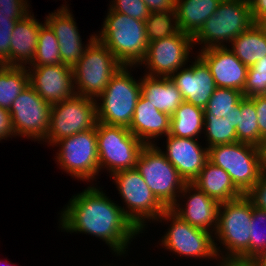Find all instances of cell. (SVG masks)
<instances>
[{
  "instance_id": "6da1fadb",
  "label": "cell",
  "mask_w": 266,
  "mask_h": 266,
  "mask_svg": "<svg viewBox=\"0 0 266 266\" xmlns=\"http://www.w3.org/2000/svg\"><path fill=\"white\" fill-rule=\"evenodd\" d=\"M95 184L72 195L59 213V228L61 232L98 237L114 256L123 257L141 232L125 216L119 203Z\"/></svg>"
},
{
  "instance_id": "7a4b0ae2",
  "label": "cell",
  "mask_w": 266,
  "mask_h": 266,
  "mask_svg": "<svg viewBox=\"0 0 266 266\" xmlns=\"http://www.w3.org/2000/svg\"><path fill=\"white\" fill-rule=\"evenodd\" d=\"M101 31L95 38L105 45L123 66H135L144 60L148 40L145 21L108 9Z\"/></svg>"
},
{
  "instance_id": "3957f363",
  "label": "cell",
  "mask_w": 266,
  "mask_h": 266,
  "mask_svg": "<svg viewBox=\"0 0 266 266\" xmlns=\"http://www.w3.org/2000/svg\"><path fill=\"white\" fill-rule=\"evenodd\" d=\"M253 205L243 195L235 200L222 202L218 208L217 227L214 232L215 250L219 256L250 258V225ZM222 246V248H220Z\"/></svg>"
},
{
  "instance_id": "277c9868",
  "label": "cell",
  "mask_w": 266,
  "mask_h": 266,
  "mask_svg": "<svg viewBox=\"0 0 266 266\" xmlns=\"http://www.w3.org/2000/svg\"><path fill=\"white\" fill-rule=\"evenodd\" d=\"M132 69H135V66H123L119 69L106 89L97 97L98 122L110 126L130 127L141 95V78L135 79L131 74Z\"/></svg>"
},
{
  "instance_id": "5b68a950",
  "label": "cell",
  "mask_w": 266,
  "mask_h": 266,
  "mask_svg": "<svg viewBox=\"0 0 266 266\" xmlns=\"http://www.w3.org/2000/svg\"><path fill=\"white\" fill-rule=\"evenodd\" d=\"M111 177L125 203L123 207L120 204L123 213L144 233L146 223H155L167 208L155 197L136 168L118 171Z\"/></svg>"
},
{
  "instance_id": "8992f818",
  "label": "cell",
  "mask_w": 266,
  "mask_h": 266,
  "mask_svg": "<svg viewBox=\"0 0 266 266\" xmlns=\"http://www.w3.org/2000/svg\"><path fill=\"white\" fill-rule=\"evenodd\" d=\"M254 23L249 3L241 0H222L216 12L193 36L194 46L200 45L201 50L228 47L233 39Z\"/></svg>"
},
{
  "instance_id": "52a82bcc",
  "label": "cell",
  "mask_w": 266,
  "mask_h": 266,
  "mask_svg": "<svg viewBox=\"0 0 266 266\" xmlns=\"http://www.w3.org/2000/svg\"><path fill=\"white\" fill-rule=\"evenodd\" d=\"M209 161L226 171L245 195L265 171L264 151L257 146L235 142L208 148Z\"/></svg>"
},
{
  "instance_id": "ba28073f",
  "label": "cell",
  "mask_w": 266,
  "mask_h": 266,
  "mask_svg": "<svg viewBox=\"0 0 266 266\" xmlns=\"http://www.w3.org/2000/svg\"><path fill=\"white\" fill-rule=\"evenodd\" d=\"M123 65L96 38L72 68L76 95L97 99Z\"/></svg>"
},
{
  "instance_id": "9c48e42d",
  "label": "cell",
  "mask_w": 266,
  "mask_h": 266,
  "mask_svg": "<svg viewBox=\"0 0 266 266\" xmlns=\"http://www.w3.org/2000/svg\"><path fill=\"white\" fill-rule=\"evenodd\" d=\"M96 133L99 173L106 169L112 176L118 171L136 168L145 144L128 128L97 122Z\"/></svg>"
},
{
  "instance_id": "30bf717a",
  "label": "cell",
  "mask_w": 266,
  "mask_h": 266,
  "mask_svg": "<svg viewBox=\"0 0 266 266\" xmlns=\"http://www.w3.org/2000/svg\"><path fill=\"white\" fill-rule=\"evenodd\" d=\"M169 225L160 239L159 244L169 252L177 254L179 257L195 258L213 261L216 256L214 235L209 231L191 226L183 221L171 209H166L155 221Z\"/></svg>"
},
{
  "instance_id": "8fae6325",
  "label": "cell",
  "mask_w": 266,
  "mask_h": 266,
  "mask_svg": "<svg viewBox=\"0 0 266 266\" xmlns=\"http://www.w3.org/2000/svg\"><path fill=\"white\" fill-rule=\"evenodd\" d=\"M54 146L59 147L55 156L56 164L66 174L78 181H87V184L97 181L95 179L99 175V159L96 127L60 139L52 145Z\"/></svg>"
},
{
  "instance_id": "7c38bea8",
  "label": "cell",
  "mask_w": 266,
  "mask_h": 266,
  "mask_svg": "<svg viewBox=\"0 0 266 266\" xmlns=\"http://www.w3.org/2000/svg\"><path fill=\"white\" fill-rule=\"evenodd\" d=\"M136 169L155 197L167 209H170L177 202L186 182L163 155L157 142L142 148L137 159Z\"/></svg>"
},
{
  "instance_id": "4fadbf2b",
  "label": "cell",
  "mask_w": 266,
  "mask_h": 266,
  "mask_svg": "<svg viewBox=\"0 0 266 266\" xmlns=\"http://www.w3.org/2000/svg\"><path fill=\"white\" fill-rule=\"evenodd\" d=\"M97 122L96 99L75 95L51 105L49 129L43 142L52 146L60 139L96 127Z\"/></svg>"
},
{
  "instance_id": "5bb4252c",
  "label": "cell",
  "mask_w": 266,
  "mask_h": 266,
  "mask_svg": "<svg viewBox=\"0 0 266 266\" xmlns=\"http://www.w3.org/2000/svg\"><path fill=\"white\" fill-rule=\"evenodd\" d=\"M193 36L182 31L159 40L149 42L144 60L139 67H146L143 75L170 77L185 67L194 51Z\"/></svg>"
},
{
  "instance_id": "9a60e30c",
  "label": "cell",
  "mask_w": 266,
  "mask_h": 266,
  "mask_svg": "<svg viewBox=\"0 0 266 266\" xmlns=\"http://www.w3.org/2000/svg\"><path fill=\"white\" fill-rule=\"evenodd\" d=\"M50 110L51 105L29 84L9 109L15 136L44 141L49 129Z\"/></svg>"
},
{
  "instance_id": "2e32d148",
  "label": "cell",
  "mask_w": 266,
  "mask_h": 266,
  "mask_svg": "<svg viewBox=\"0 0 266 266\" xmlns=\"http://www.w3.org/2000/svg\"><path fill=\"white\" fill-rule=\"evenodd\" d=\"M219 205L217 200L205 194L193 183H185L177 202L170 209L191 226L214 234Z\"/></svg>"
},
{
  "instance_id": "e0dca14e",
  "label": "cell",
  "mask_w": 266,
  "mask_h": 266,
  "mask_svg": "<svg viewBox=\"0 0 266 266\" xmlns=\"http://www.w3.org/2000/svg\"><path fill=\"white\" fill-rule=\"evenodd\" d=\"M30 85L50 105L76 95L73 69L64 64L28 66Z\"/></svg>"
},
{
  "instance_id": "ac0fdd59",
  "label": "cell",
  "mask_w": 266,
  "mask_h": 266,
  "mask_svg": "<svg viewBox=\"0 0 266 266\" xmlns=\"http://www.w3.org/2000/svg\"><path fill=\"white\" fill-rule=\"evenodd\" d=\"M69 4H62L57 10L45 17V22L54 31L58 40L61 62L64 65L74 67L84 54L85 49L95 39V33L91 34L86 45L82 42L77 23L74 21Z\"/></svg>"
},
{
  "instance_id": "d6986e66",
  "label": "cell",
  "mask_w": 266,
  "mask_h": 266,
  "mask_svg": "<svg viewBox=\"0 0 266 266\" xmlns=\"http://www.w3.org/2000/svg\"><path fill=\"white\" fill-rule=\"evenodd\" d=\"M195 56L191 65L180 68L169 78L185 102L204 109L217 87L207 64L198 55Z\"/></svg>"
},
{
  "instance_id": "ffe728a7",
  "label": "cell",
  "mask_w": 266,
  "mask_h": 266,
  "mask_svg": "<svg viewBox=\"0 0 266 266\" xmlns=\"http://www.w3.org/2000/svg\"><path fill=\"white\" fill-rule=\"evenodd\" d=\"M165 138L166 150L158 148L177 169L181 178L186 183H192L209 160L208 147L202 146L199 139L181 138L169 134Z\"/></svg>"
},
{
  "instance_id": "44dd1931",
  "label": "cell",
  "mask_w": 266,
  "mask_h": 266,
  "mask_svg": "<svg viewBox=\"0 0 266 266\" xmlns=\"http://www.w3.org/2000/svg\"><path fill=\"white\" fill-rule=\"evenodd\" d=\"M196 53L209 67L216 87L243 91L248 67L228 47H213Z\"/></svg>"
},
{
  "instance_id": "7402d4cb",
  "label": "cell",
  "mask_w": 266,
  "mask_h": 266,
  "mask_svg": "<svg viewBox=\"0 0 266 266\" xmlns=\"http://www.w3.org/2000/svg\"><path fill=\"white\" fill-rule=\"evenodd\" d=\"M170 123L171 116L157 110L141 94L128 129L145 145H154L156 140L158 142L170 133Z\"/></svg>"
},
{
  "instance_id": "603a6c76",
  "label": "cell",
  "mask_w": 266,
  "mask_h": 266,
  "mask_svg": "<svg viewBox=\"0 0 266 266\" xmlns=\"http://www.w3.org/2000/svg\"><path fill=\"white\" fill-rule=\"evenodd\" d=\"M34 12L18 20L11 35L10 62L6 66L28 67L35 57L38 43V33L42 23ZM27 65V66H26Z\"/></svg>"
},
{
  "instance_id": "cb8c5ba5",
  "label": "cell",
  "mask_w": 266,
  "mask_h": 266,
  "mask_svg": "<svg viewBox=\"0 0 266 266\" xmlns=\"http://www.w3.org/2000/svg\"><path fill=\"white\" fill-rule=\"evenodd\" d=\"M192 183L219 203L243 196L232 182L230 175L209 160Z\"/></svg>"
},
{
  "instance_id": "d4e9b609",
  "label": "cell",
  "mask_w": 266,
  "mask_h": 266,
  "mask_svg": "<svg viewBox=\"0 0 266 266\" xmlns=\"http://www.w3.org/2000/svg\"><path fill=\"white\" fill-rule=\"evenodd\" d=\"M141 94L159 111L170 116L184 101L169 77L141 76Z\"/></svg>"
},
{
  "instance_id": "484cf974",
  "label": "cell",
  "mask_w": 266,
  "mask_h": 266,
  "mask_svg": "<svg viewBox=\"0 0 266 266\" xmlns=\"http://www.w3.org/2000/svg\"><path fill=\"white\" fill-rule=\"evenodd\" d=\"M222 0H176L175 11L180 31L194 36L216 12Z\"/></svg>"
},
{
  "instance_id": "4316f807",
  "label": "cell",
  "mask_w": 266,
  "mask_h": 266,
  "mask_svg": "<svg viewBox=\"0 0 266 266\" xmlns=\"http://www.w3.org/2000/svg\"><path fill=\"white\" fill-rule=\"evenodd\" d=\"M228 48L245 66L252 67L266 56V30L259 23H254L233 39Z\"/></svg>"
},
{
  "instance_id": "83f0119b",
  "label": "cell",
  "mask_w": 266,
  "mask_h": 266,
  "mask_svg": "<svg viewBox=\"0 0 266 266\" xmlns=\"http://www.w3.org/2000/svg\"><path fill=\"white\" fill-rule=\"evenodd\" d=\"M204 131V109L183 101L171 115L169 135L200 139ZM200 137V138H199Z\"/></svg>"
},
{
  "instance_id": "f1b7e54d",
  "label": "cell",
  "mask_w": 266,
  "mask_h": 266,
  "mask_svg": "<svg viewBox=\"0 0 266 266\" xmlns=\"http://www.w3.org/2000/svg\"><path fill=\"white\" fill-rule=\"evenodd\" d=\"M30 84L27 67L0 68V107L9 110L14 100Z\"/></svg>"
},
{
  "instance_id": "f546056e",
  "label": "cell",
  "mask_w": 266,
  "mask_h": 266,
  "mask_svg": "<svg viewBox=\"0 0 266 266\" xmlns=\"http://www.w3.org/2000/svg\"><path fill=\"white\" fill-rule=\"evenodd\" d=\"M237 142L247 143L264 149L266 141L260 136L257 112L254 102L244 97L241 100V114L236 127Z\"/></svg>"
},
{
  "instance_id": "4dcf8cb0",
  "label": "cell",
  "mask_w": 266,
  "mask_h": 266,
  "mask_svg": "<svg viewBox=\"0 0 266 266\" xmlns=\"http://www.w3.org/2000/svg\"><path fill=\"white\" fill-rule=\"evenodd\" d=\"M203 134L208 148L237 142V133L233 124L226 117L217 118L208 112H204Z\"/></svg>"
},
{
  "instance_id": "1f68e13d",
  "label": "cell",
  "mask_w": 266,
  "mask_h": 266,
  "mask_svg": "<svg viewBox=\"0 0 266 266\" xmlns=\"http://www.w3.org/2000/svg\"><path fill=\"white\" fill-rule=\"evenodd\" d=\"M62 64L59 44L54 31L45 22L38 33L35 57L29 66H49Z\"/></svg>"
},
{
  "instance_id": "d6a6232c",
  "label": "cell",
  "mask_w": 266,
  "mask_h": 266,
  "mask_svg": "<svg viewBox=\"0 0 266 266\" xmlns=\"http://www.w3.org/2000/svg\"><path fill=\"white\" fill-rule=\"evenodd\" d=\"M148 42L169 37L180 32L176 11L151 12L145 20Z\"/></svg>"
},
{
  "instance_id": "836d02e7",
  "label": "cell",
  "mask_w": 266,
  "mask_h": 266,
  "mask_svg": "<svg viewBox=\"0 0 266 266\" xmlns=\"http://www.w3.org/2000/svg\"><path fill=\"white\" fill-rule=\"evenodd\" d=\"M243 98V92L239 90L217 87L204 108V112H208L217 118L227 117L235 111L236 106Z\"/></svg>"
},
{
  "instance_id": "e575fe53",
  "label": "cell",
  "mask_w": 266,
  "mask_h": 266,
  "mask_svg": "<svg viewBox=\"0 0 266 266\" xmlns=\"http://www.w3.org/2000/svg\"><path fill=\"white\" fill-rule=\"evenodd\" d=\"M250 229V258L259 259L266 252V211L253 207Z\"/></svg>"
},
{
  "instance_id": "d590c367",
  "label": "cell",
  "mask_w": 266,
  "mask_h": 266,
  "mask_svg": "<svg viewBox=\"0 0 266 266\" xmlns=\"http://www.w3.org/2000/svg\"><path fill=\"white\" fill-rule=\"evenodd\" d=\"M242 92L248 98L266 95V56L248 68Z\"/></svg>"
},
{
  "instance_id": "8d00e7d4",
  "label": "cell",
  "mask_w": 266,
  "mask_h": 266,
  "mask_svg": "<svg viewBox=\"0 0 266 266\" xmlns=\"http://www.w3.org/2000/svg\"><path fill=\"white\" fill-rule=\"evenodd\" d=\"M108 8L141 21L151 13L143 0H112Z\"/></svg>"
},
{
  "instance_id": "74e56055",
  "label": "cell",
  "mask_w": 266,
  "mask_h": 266,
  "mask_svg": "<svg viewBox=\"0 0 266 266\" xmlns=\"http://www.w3.org/2000/svg\"><path fill=\"white\" fill-rule=\"evenodd\" d=\"M28 0H0V19H22L32 12Z\"/></svg>"
},
{
  "instance_id": "f35d334b",
  "label": "cell",
  "mask_w": 266,
  "mask_h": 266,
  "mask_svg": "<svg viewBox=\"0 0 266 266\" xmlns=\"http://www.w3.org/2000/svg\"><path fill=\"white\" fill-rule=\"evenodd\" d=\"M18 20L20 19H0V63L3 65L10 62V37Z\"/></svg>"
},
{
  "instance_id": "ab89813d",
  "label": "cell",
  "mask_w": 266,
  "mask_h": 266,
  "mask_svg": "<svg viewBox=\"0 0 266 266\" xmlns=\"http://www.w3.org/2000/svg\"><path fill=\"white\" fill-rule=\"evenodd\" d=\"M245 196L251 201L253 207L266 211V170Z\"/></svg>"
},
{
  "instance_id": "60d3db41",
  "label": "cell",
  "mask_w": 266,
  "mask_h": 266,
  "mask_svg": "<svg viewBox=\"0 0 266 266\" xmlns=\"http://www.w3.org/2000/svg\"><path fill=\"white\" fill-rule=\"evenodd\" d=\"M255 105L260 136L266 141V95L250 98Z\"/></svg>"
},
{
  "instance_id": "b9f144b4",
  "label": "cell",
  "mask_w": 266,
  "mask_h": 266,
  "mask_svg": "<svg viewBox=\"0 0 266 266\" xmlns=\"http://www.w3.org/2000/svg\"><path fill=\"white\" fill-rule=\"evenodd\" d=\"M216 260L218 262L216 266H260V261L257 258L217 255Z\"/></svg>"
},
{
  "instance_id": "7bdbcfd3",
  "label": "cell",
  "mask_w": 266,
  "mask_h": 266,
  "mask_svg": "<svg viewBox=\"0 0 266 266\" xmlns=\"http://www.w3.org/2000/svg\"><path fill=\"white\" fill-rule=\"evenodd\" d=\"M12 136L15 137V132L9 110L0 107V141Z\"/></svg>"
},
{
  "instance_id": "ee69618b",
  "label": "cell",
  "mask_w": 266,
  "mask_h": 266,
  "mask_svg": "<svg viewBox=\"0 0 266 266\" xmlns=\"http://www.w3.org/2000/svg\"><path fill=\"white\" fill-rule=\"evenodd\" d=\"M150 12H170L175 10L176 0H143Z\"/></svg>"
},
{
  "instance_id": "f6af8a7d",
  "label": "cell",
  "mask_w": 266,
  "mask_h": 266,
  "mask_svg": "<svg viewBox=\"0 0 266 266\" xmlns=\"http://www.w3.org/2000/svg\"><path fill=\"white\" fill-rule=\"evenodd\" d=\"M250 5L253 21L260 23L266 17V0H254Z\"/></svg>"
},
{
  "instance_id": "bcb514c9",
  "label": "cell",
  "mask_w": 266,
  "mask_h": 266,
  "mask_svg": "<svg viewBox=\"0 0 266 266\" xmlns=\"http://www.w3.org/2000/svg\"><path fill=\"white\" fill-rule=\"evenodd\" d=\"M239 114H241V101L240 103L236 106L235 111L231 112L229 115H227L226 119H228L232 124L233 128L236 129L238 126V119H239Z\"/></svg>"
},
{
  "instance_id": "7dc6e473",
  "label": "cell",
  "mask_w": 266,
  "mask_h": 266,
  "mask_svg": "<svg viewBox=\"0 0 266 266\" xmlns=\"http://www.w3.org/2000/svg\"><path fill=\"white\" fill-rule=\"evenodd\" d=\"M260 263L266 266V252L259 258Z\"/></svg>"
},
{
  "instance_id": "c3c4849f",
  "label": "cell",
  "mask_w": 266,
  "mask_h": 266,
  "mask_svg": "<svg viewBox=\"0 0 266 266\" xmlns=\"http://www.w3.org/2000/svg\"><path fill=\"white\" fill-rule=\"evenodd\" d=\"M2 262L6 263L5 266H16L14 263H12L11 261L8 262L7 260H5V261L0 260V265H1Z\"/></svg>"
},
{
  "instance_id": "681fc988",
  "label": "cell",
  "mask_w": 266,
  "mask_h": 266,
  "mask_svg": "<svg viewBox=\"0 0 266 266\" xmlns=\"http://www.w3.org/2000/svg\"><path fill=\"white\" fill-rule=\"evenodd\" d=\"M259 24L266 30V17Z\"/></svg>"
},
{
  "instance_id": "f907efd6",
  "label": "cell",
  "mask_w": 266,
  "mask_h": 266,
  "mask_svg": "<svg viewBox=\"0 0 266 266\" xmlns=\"http://www.w3.org/2000/svg\"><path fill=\"white\" fill-rule=\"evenodd\" d=\"M263 151H264V167H265V170H266V144H265V147H264Z\"/></svg>"
},
{
  "instance_id": "816d5d0a",
  "label": "cell",
  "mask_w": 266,
  "mask_h": 266,
  "mask_svg": "<svg viewBox=\"0 0 266 266\" xmlns=\"http://www.w3.org/2000/svg\"><path fill=\"white\" fill-rule=\"evenodd\" d=\"M241 1L251 4L254 0H241Z\"/></svg>"
}]
</instances>
